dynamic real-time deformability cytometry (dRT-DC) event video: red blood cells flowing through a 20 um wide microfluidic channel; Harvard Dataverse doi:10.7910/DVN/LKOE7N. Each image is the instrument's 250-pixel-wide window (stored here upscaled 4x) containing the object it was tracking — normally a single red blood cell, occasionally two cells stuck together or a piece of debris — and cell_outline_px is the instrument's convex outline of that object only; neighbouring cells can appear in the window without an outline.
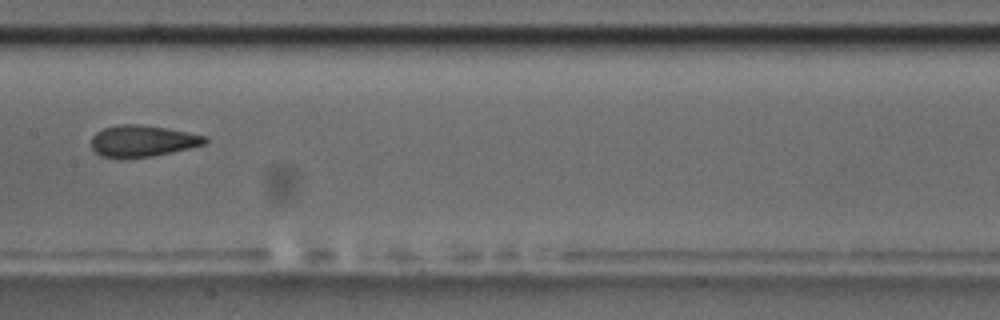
{"species": "common noctule bat (a hibernating species)", "species_latin": "Nyctalus noctula", "temperature_condition": "room temperature", "stored_images_in_passage": 9, "camera_frame_rate_fps": 3000, "um_per_image_px": 0.085, "animal": {"sex": "male", "body_mass_g": 17.5, "forearm_length_mm": 52.3}, "frame": {"image": 1, "passage_image": 9, "time_ms": 9.333, "image_size_px": [1000, 320], "cell_outline_px": [[208, 140], [204, 144], [192, 148], [152, 156], [120, 160], [116, 160], [100, 156], [92, 148], [92, 136], [96, 132], [104, 128], [120, 124], [140, 124], [168, 128], [208, 136]], "centroid_in_image_um": [12.1, 12.01], "position_along_channel_um": 195.3, "area_um2": 21.39}}